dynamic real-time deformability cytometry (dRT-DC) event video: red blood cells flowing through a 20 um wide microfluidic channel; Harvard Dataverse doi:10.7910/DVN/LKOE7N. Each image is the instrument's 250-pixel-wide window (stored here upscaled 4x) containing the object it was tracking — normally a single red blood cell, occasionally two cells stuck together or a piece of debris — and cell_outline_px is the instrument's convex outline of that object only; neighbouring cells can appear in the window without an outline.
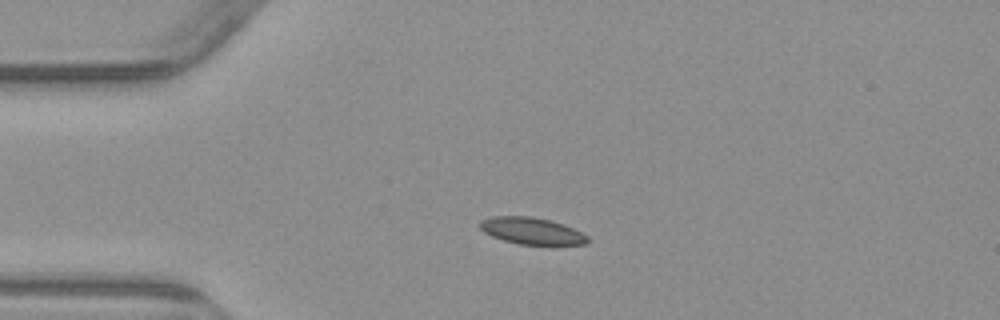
{"species": "common noctule bat (a hibernating species)", "species_latin": "Nyctalus noctula", "temperature_condition": "warm", "stored_images_in_passage": 3, "camera_frame_rate_fps": 3000, "um_per_image_px": 0.085, "animal": {"sex": "male", "body_mass_g": 23.1, "forearm_length_mm": 52.7}, "frame": {"image": 1, "passage_image": 2, "time_ms": 1.333, "image_size_px": [1000, 320], "cell_outline_px": [[588, 240], [584, 244], [552, 248], [520, 244], [504, 240], [492, 236], [484, 232], [480, 228], [480, 220], [492, 216], [532, 216], [564, 224], [588, 236]], "centroid_in_image_um": [45.25, 19.67], "position_along_channel_um": 39.8, "area_um2": 17.46}}